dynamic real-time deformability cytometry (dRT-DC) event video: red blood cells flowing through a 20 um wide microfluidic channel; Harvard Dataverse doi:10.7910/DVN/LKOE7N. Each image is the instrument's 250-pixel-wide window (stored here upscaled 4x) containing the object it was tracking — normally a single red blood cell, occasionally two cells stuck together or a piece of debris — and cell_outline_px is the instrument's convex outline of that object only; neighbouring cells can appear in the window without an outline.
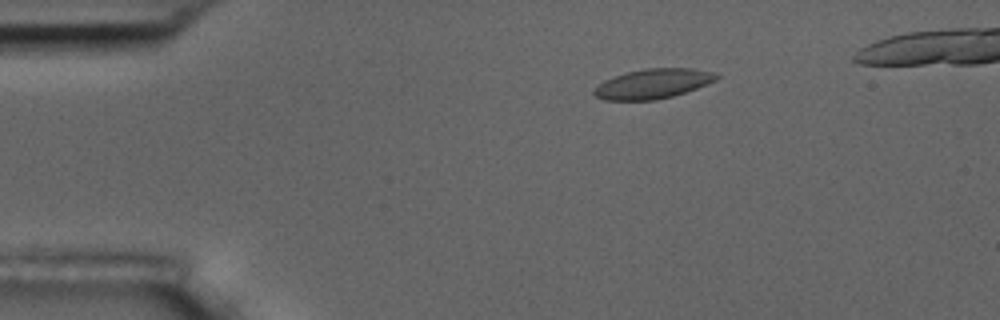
{"species": "common noctule bat (a hibernating species)", "species_latin": "Nyctalus noctula", "temperature_condition": "room temperature", "stored_images_in_passage": 4, "camera_frame_rate_fps": 3000, "um_per_image_px": 0.085, "animal": {"sex": "male", "body_mass_g": 17.5, "forearm_length_mm": 52.3}, "frame": {"image": 1, "passage_image": 2, "time_ms": 1.0, "image_size_px": [1000, 320], "cell_outline_px": [[720, 76], [716, 80], [696, 88], [672, 96], [656, 100], [604, 100], [596, 96], [592, 92], [604, 80], [628, 72], [644, 68], [692, 68], [712, 72]], "centroid_in_image_um": [55.5, 7.12], "position_along_channel_um": 29.5, "area_um2": 20.92}}